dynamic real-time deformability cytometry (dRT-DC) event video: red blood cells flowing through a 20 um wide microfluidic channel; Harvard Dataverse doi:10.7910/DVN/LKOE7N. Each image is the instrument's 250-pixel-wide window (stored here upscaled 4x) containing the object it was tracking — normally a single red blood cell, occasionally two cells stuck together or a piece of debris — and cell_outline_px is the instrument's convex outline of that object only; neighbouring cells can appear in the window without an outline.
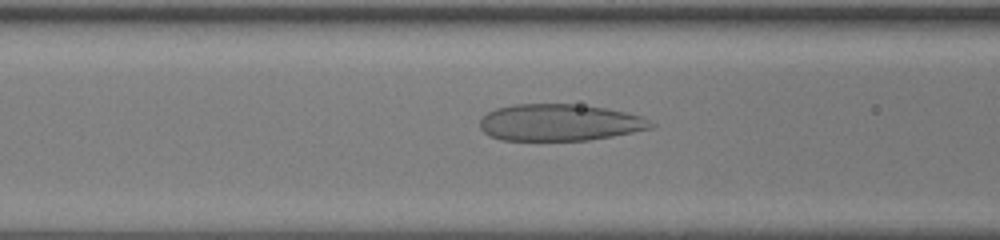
{"species": "human", "species_latin": "Homo sapiens", "temperature_condition": "room temperature", "stored_images_in_passage": 50, "camera_frame_rate_fps": 3000, "um_per_image_px": 0.085, "donor": {"sex": "female"}, "frame": {"image": 1, "passage_image": 21, "time_ms": 6.667, "image_size_px": [1000, 240], "cell_outline_px": [[656, 124], [652, 128], [612, 136], [588, 140], [500, 140], [484, 132], [480, 128], [480, 120], [488, 112], [496, 108], [512, 104], [580, 104], [604, 108], [624, 112], [640, 116]], "centroid_in_image_um": [47.54, 10.41], "position_along_channel_um": 119.1, "area_um2": 36.47}}
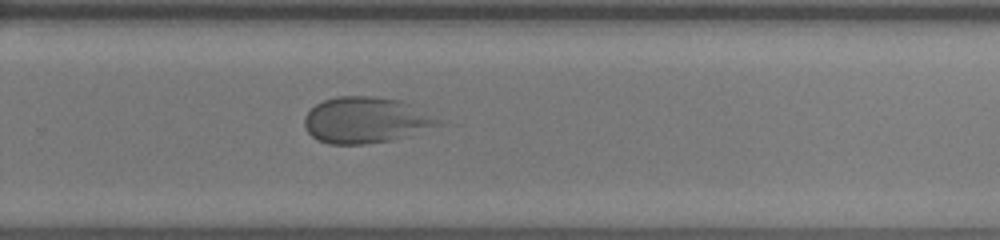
{"frame": {"image": 2, "passage_image": 34, "time_ms": 11.0, "image_size_px": [1000, 240], "cell_outline_px": [[440, 124], [396, 140], [364, 144], [328, 144], [316, 140], [304, 128], [304, 116], [316, 104], [324, 100], [336, 96], [372, 96], [400, 100], [440, 120]], "centroid_in_image_um": [31.01, 10.22], "position_along_channel_um": 298.8, "area_um2": 35.66}}
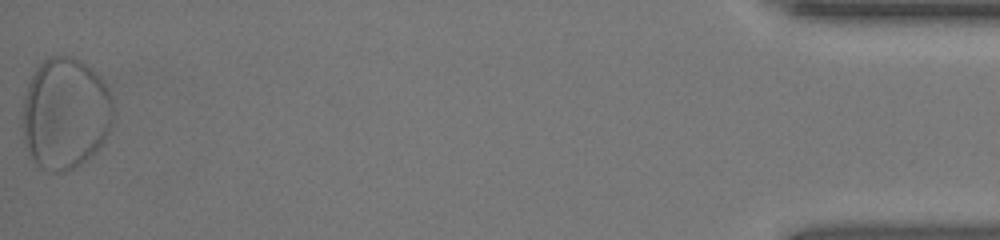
{"frame": {"image": 3, "passage_image": 50, "time_ms": 16.333, "image_size_px": [1000, 240], "cell_outline_px": [[116, 112], [112, 124], [104, 140], [76, 168], [64, 172], [48, 172], [40, 168], [32, 160], [24, 144], [20, 128], [20, 124], [24, 96], [28, 84], [36, 68], [48, 56], [72, 56], [80, 60], [104, 84], [112, 96], [116, 108]], "centroid_in_image_um": [5.51, 9.68], "position_along_channel_um": 429.7, "area_um2": 59.59}}